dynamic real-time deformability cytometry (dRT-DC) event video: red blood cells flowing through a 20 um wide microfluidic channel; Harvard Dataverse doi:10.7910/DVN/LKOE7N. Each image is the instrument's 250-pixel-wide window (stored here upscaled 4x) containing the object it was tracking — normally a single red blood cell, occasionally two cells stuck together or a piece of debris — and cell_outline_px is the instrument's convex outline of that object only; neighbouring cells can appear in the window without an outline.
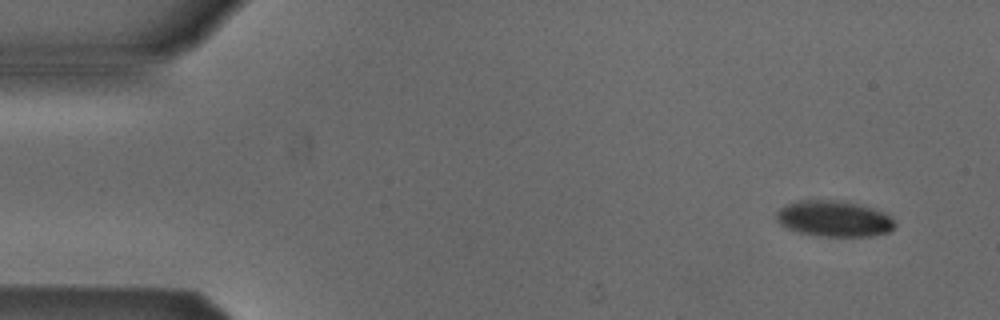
{"species": "Egyptian fruit bat (a non-hibernating species)", "species_latin": "Rousettus aegyptiacus", "temperature_condition": "cold", "stored_images_in_passage": 6, "camera_frame_rate_fps": 3000, "um_per_image_px": 0.085, "animal": {"sex": "male"}, "frame": {"image": 1, "passage_image": 1, "time_ms": 0.0, "image_size_px": [1000, 320], "cell_outline_px": [[896, 224], [888, 232], [872, 236], [816, 236], [800, 232], [788, 228], [780, 224], [776, 220], [776, 212], [780, 208], [788, 204], [800, 200], [844, 200], [872, 208], [884, 212], [892, 216]], "centroid_in_image_um": [70.9, 18.58], "position_along_channel_um": 14.1, "area_um2": 24.91}}
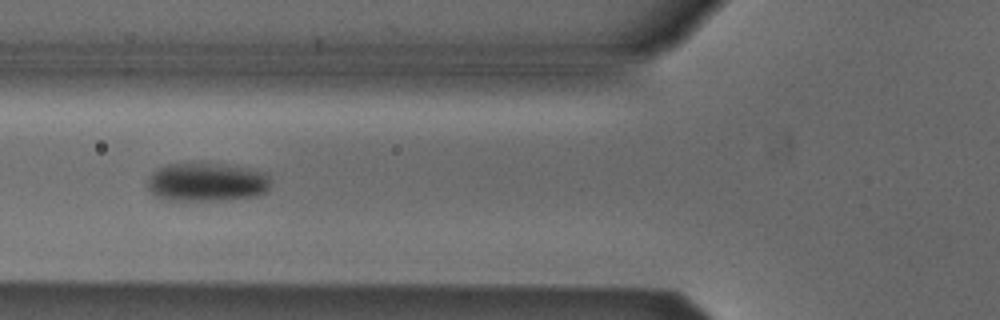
{"frame": {"image": 2, "passage_image": 5, "time_ms": 5.333, "image_size_px": [1000, 320], "cell_outline_px": [[268, 192], [256, 196], [224, 200], [168, 200], [156, 196], [148, 188], [148, 176], [156, 168], [168, 164], [220, 164], [248, 168], [264, 172], [268, 176]], "centroid_in_image_um": [17.56, 15.49], "position_along_channel_um": 108.2, "area_um2": 27.57}}
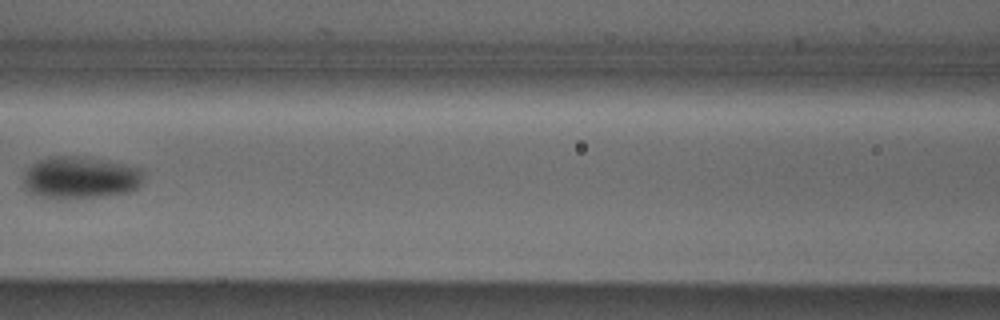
{"frame": {"image": 3, "passage_image": 6, "time_ms": 6.667, "image_size_px": [1000, 320], "cell_outline_px": [[140, 184], [132, 192], [100, 196], [60, 200], [36, 196], [28, 192], [24, 188], [24, 176], [28, 168], [32, 164], [48, 156], [80, 156], [140, 168]], "centroid_in_image_um": [6.74, 15.13], "position_along_channel_um": 159.9, "area_um2": 29.42}}